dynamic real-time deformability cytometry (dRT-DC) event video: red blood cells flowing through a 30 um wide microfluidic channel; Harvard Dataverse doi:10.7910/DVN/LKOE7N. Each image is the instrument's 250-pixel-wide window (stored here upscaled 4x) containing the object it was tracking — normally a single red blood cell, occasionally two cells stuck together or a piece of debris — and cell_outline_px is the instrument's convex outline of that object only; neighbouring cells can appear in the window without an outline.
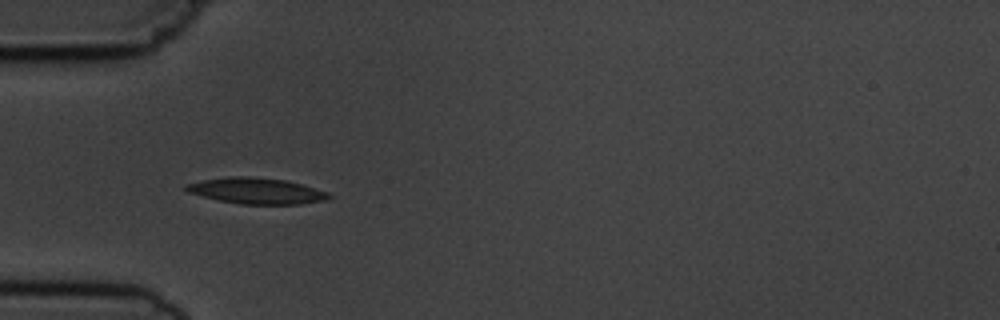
{"species": "common noctule bat (a hibernating species)", "species_latin": "Nyctalus noctula", "temperature_condition": "cold", "stored_images_in_passage": 5, "camera_frame_rate_fps": 3000, "um_per_image_px": 0.085, "animal": {"sex": "male", "body_mass_g": 19.5, "forearm_length_mm": 54.6}, "frame": {"image": 1, "passage_image": 4, "time_ms": 3.333, "image_size_px": [1000, 320], "cell_outline_px": [[332, 196], [328, 200], [300, 204], [240, 204], [220, 200], [188, 192], [184, 188], [184, 184], [200, 180], [228, 176], [248, 176], [284, 180], [300, 184], [328, 192]], "centroid_in_image_um": [21.79, 16.22], "position_along_channel_um": 63.2, "area_um2": 21.56}}
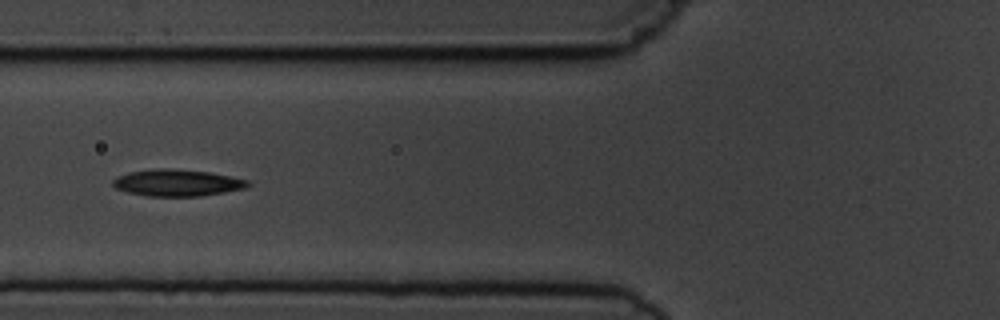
{"frame": {"image": 2, "passage_image": 5, "time_ms": 4.667, "image_size_px": [1000, 320], "cell_outline_px": [[252, 184], [244, 188], [224, 192], [200, 196], [148, 196], [128, 192], [116, 188], [112, 184], [112, 180], [116, 176], [128, 172], [156, 168], [168, 168], [208, 172], [248, 180]], "centroid_in_image_um": [15.02, 15.53], "position_along_channel_um": 110.8, "area_um2": 20.92}}